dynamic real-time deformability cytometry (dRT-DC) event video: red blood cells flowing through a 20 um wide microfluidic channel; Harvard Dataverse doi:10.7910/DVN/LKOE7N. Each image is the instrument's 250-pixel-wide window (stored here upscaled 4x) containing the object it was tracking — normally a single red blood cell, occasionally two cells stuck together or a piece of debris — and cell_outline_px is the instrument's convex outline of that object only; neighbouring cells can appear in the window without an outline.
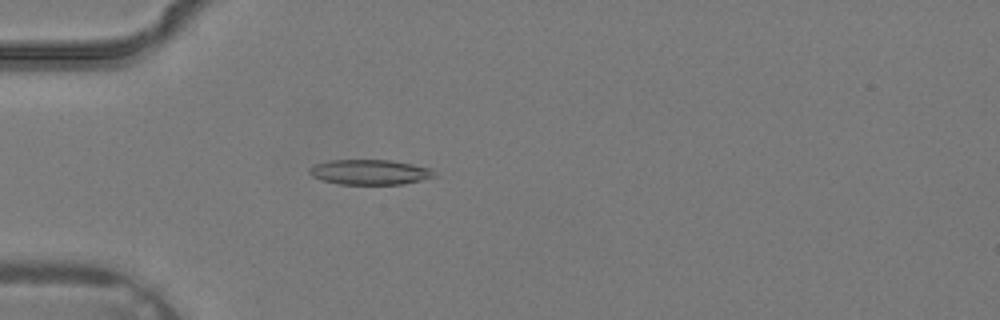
{"species": "common noctule bat (a hibernating species)", "species_latin": "Nyctalus noctula", "temperature_condition": "warm", "stored_images_in_passage": 1, "camera_frame_rate_fps": 3000, "um_per_image_px": 0.085, "animal": {"sex": "male", "body_mass_g": 19.2, "forearm_length_mm": 51.8}, "frame": {"image": 1, "passage_image": 1, "time_ms": 0.0, "image_size_px": [1000, 320], "cell_outline_px": [[436, 176], [404, 184], [340, 184], [320, 180], [312, 176], [308, 172], [308, 168], [316, 164], [328, 160], [392, 160], [432, 168]], "centroid_in_image_um": [31.41, 14.62], "position_along_channel_um": 53.6, "area_um2": 18.32}}